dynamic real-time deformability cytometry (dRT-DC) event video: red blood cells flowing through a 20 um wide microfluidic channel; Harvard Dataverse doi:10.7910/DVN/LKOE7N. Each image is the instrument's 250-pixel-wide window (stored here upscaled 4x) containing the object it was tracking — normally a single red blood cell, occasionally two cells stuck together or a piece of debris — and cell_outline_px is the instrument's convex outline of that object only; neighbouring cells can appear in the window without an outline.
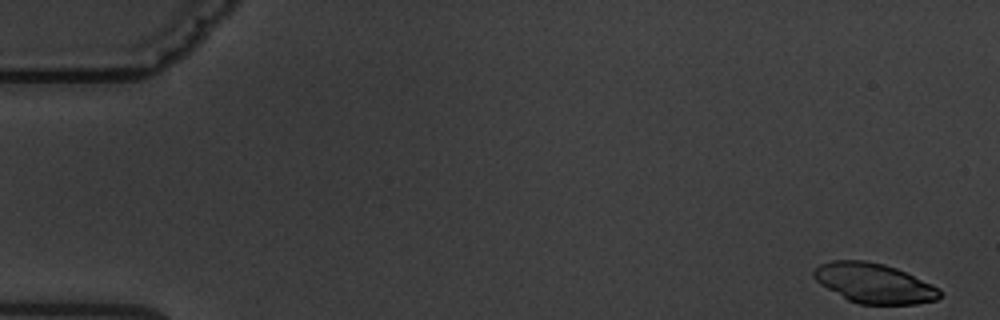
{"species": "common noctule bat (a hibernating species)", "species_latin": "Nyctalus noctula", "temperature_condition": "warm", "stored_images_in_passage": 4, "camera_frame_rate_fps": 3000, "um_per_image_px": 0.085, "animal": {"sex": "male", "body_mass_g": 19.5, "forearm_length_mm": 54.6}, "frame": {"image": 1, "passage_image": 1, "time_ms": 0.0, "image_size_px": [1000, 320], "cell_outline_px": [[940, 296], [936, 300], [916, 304], [860, 304], [848, 300], [820, 284], [812, 276], [812, 272], [820, 264], [832, 260], [864, 260], [884, 264], [896, 268], [932, 284], [940, 288]], "centroid_in_image_um": [74.28, 24.07], "position_along_channel_um": 10.7, "area_um2": 29.13}}